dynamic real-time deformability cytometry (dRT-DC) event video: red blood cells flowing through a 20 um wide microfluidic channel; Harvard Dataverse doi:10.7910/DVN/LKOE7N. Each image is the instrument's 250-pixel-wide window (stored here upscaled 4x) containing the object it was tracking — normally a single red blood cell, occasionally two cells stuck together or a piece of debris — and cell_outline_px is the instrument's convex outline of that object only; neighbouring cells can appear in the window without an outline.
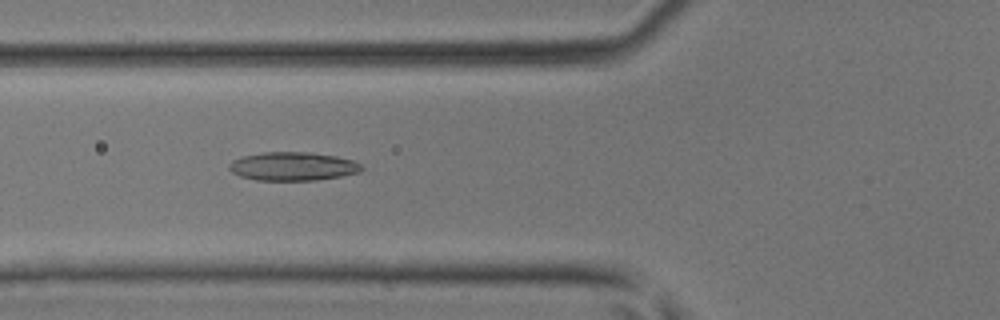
{"species": "common noctule bat (a hibernating species)", "species_latin": "Nyctalus noctula", "temperature_condition": "room temperature", "stored_images_in_passage": 31, "camera_frame_rate_fps": 3000, "um_per_image_px": 0.085, "animal": {"sex": "male", "body_mass_g": 17.9, "forearm_length_mm": 54.2}, "frame": {"image": 1, "passage_image": 3, "time_ms": 0.667, "image_size_px": [1000, 320], "cell_outline_px": [[364, 168], [360, 172], [340, 176], [316, 180], [256, 180], [240, 176], [232, 172], [228, 168], [228, 164], [232, 160], [244, 156], [264, 152], [312, 152], [336, 156], [352, 160], [360, 164]], "centroid_in_image_um": [24.88, 14.13], "position_along_channel_um": 100.9, "area_um2": 22.02}}
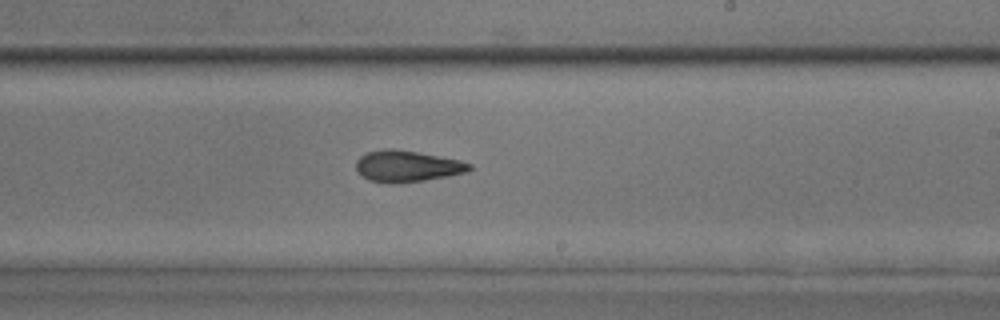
{"frame": {"image": 2, "passage_image": 13, "time_ms": 4.0, "image_size_px": [1000, 320], "cell_outline_px": [[472, 168], [468, 172], [448, 176], [424, 180], [392, 184], [388, 184], [368, 180], [356, 168], [356, 160], [360, 156], [368, 152], [388, 148], [392, 148], [416, 152], [460, 160], [472, 164]], "centroid_in_image_um": [34.61, 14.13], "position_along_channel_um": 254.4, "area_um2": 20.63}}
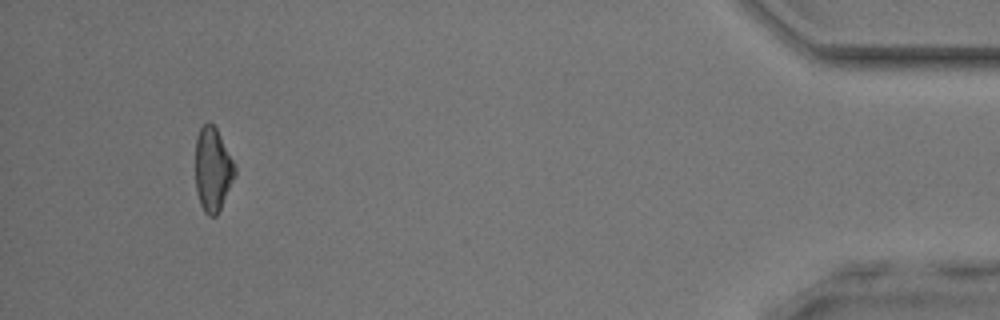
{"frame": {"image": 3, "passage_image": 28, "time_ms": 9.0, "image_size_px": [1000, 320], "cell_outline_px": [[236, 176], [216, 216], [208, 216], [204, 212], [200, 204], [196, 192], [196, 136], [200, 128], [204, 124], [212, 124], [216, 128], [236, 168]], "centroid_in_image_um": [18.07, 14.44], "position_along_channel_um": 417.1, "area_um2": 19.07}}